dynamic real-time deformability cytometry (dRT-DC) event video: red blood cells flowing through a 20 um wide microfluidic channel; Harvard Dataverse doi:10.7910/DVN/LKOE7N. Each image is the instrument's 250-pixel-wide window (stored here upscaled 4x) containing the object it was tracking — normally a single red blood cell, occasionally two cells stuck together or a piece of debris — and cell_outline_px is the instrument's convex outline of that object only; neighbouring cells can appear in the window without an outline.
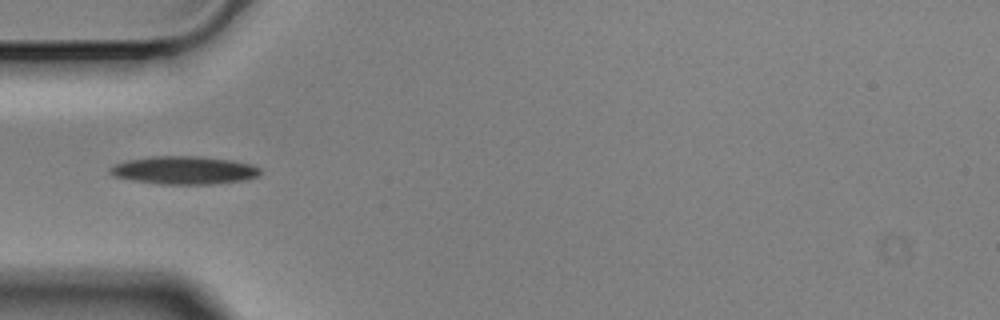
{"species": "Egyptian fruit bat (a non-hibernating species)", "species_latin": "Rousettus aegyptiacus", "temperature_condition": "cold", "stored_images_in_passage": 7, "camera_frame_rate_fps": 3000, "um_per_image_px": 0.085, "animal": {"sex": "male"}, "frame": {"image": 1, "passage_image": 5, "time_ms": 1.333, "image_size_px": [1000, 320], "cell_outline_px": [[260, 172], [256, 176], [248, 180], [212, 184], [160, 184], [132, 180], [112, 176], [108, 172], [108, 168], [112, 164], [124, 160], [148, 156], [196, 156], [232, 160], [252, 164], [260, 168]], "centroid_in_image_um": [15.58, 14.46], "position_along_channel_um": 69.4, "area_um2": 24.91}}
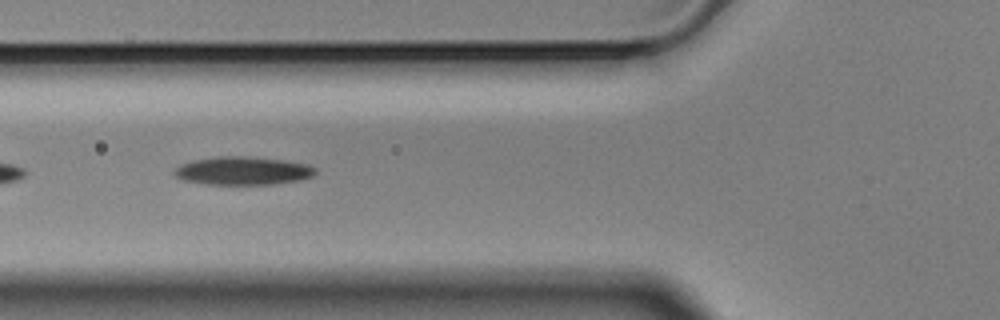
{"frame": {"image": 2, "passage_image": 6, "time_ms": 1.667, "image_size_px": [1000, 320], "cell_outline_px": [[316, 172], [312, 176], [300, 180], [272, 184], [208, 184], [184, 180], [176, 176], [172, 172], [180, 164], [192, 160], [220, 156], [244, 156], [284, 160], [308, 164], [316, 168]], "centroid_in_image_um": [20.64, 14.51], "position_along_channel_um": 105.2, "area_um2": 23.12}}
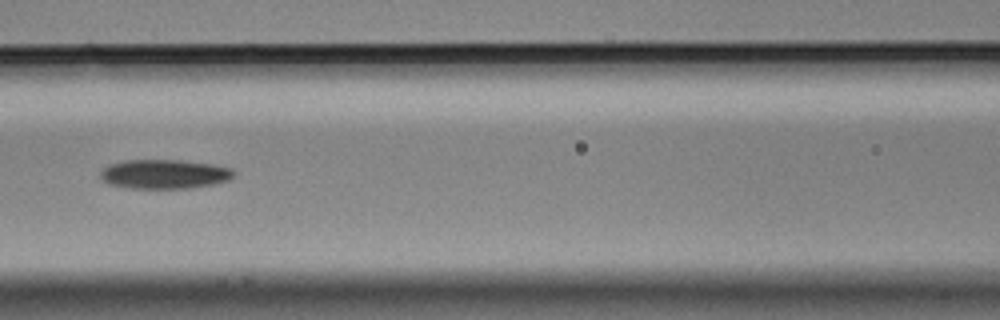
{"frame": {"image": 3, "passage_image": 7, "time_ms": 2.0, "image_size_px": [1000, 320], "cell_outline_px": [[232, 176], [228, 180], [216, 184], [192, 188], [128, 188], [108, 184], [100, 176], [100, 172], [108, 164], [124, 160], [180, 160], [216, 164], [232, 168]], "centroid_in_image_um": [13.97, 14.79], "position_along_channel_um": 152.6, "area_um2": 22.89}}